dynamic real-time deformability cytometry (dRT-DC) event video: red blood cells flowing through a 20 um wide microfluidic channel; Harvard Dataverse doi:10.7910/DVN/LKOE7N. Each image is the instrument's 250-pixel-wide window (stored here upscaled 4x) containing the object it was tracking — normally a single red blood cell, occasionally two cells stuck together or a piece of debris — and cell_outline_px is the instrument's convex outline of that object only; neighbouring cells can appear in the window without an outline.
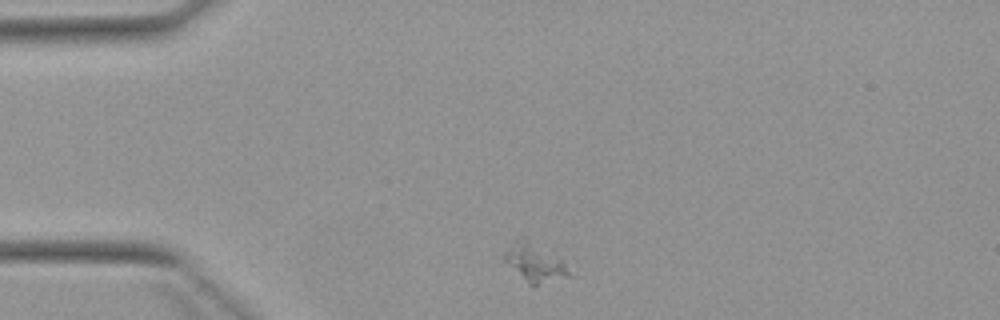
{"species": "Egyptian fruit bat (a non-hibernating species)", "species_latin": "Rousettus aegyptiacus", "temperature_condition": "warm", "stored_images_in_passage": 2, "camera_frame_rate_fps": 3000, "um_per_image_px": 0.085, "animal": {"sex": "female"}, "frame": {"image": 1, "passage_image": 1, "time_ms": 0.0, "image_size_px": [1000, 320], "cell_outline_px": [[568, 276], [532, 288], [504, 260], [504, 252], [512, 240], [516, 236], [524, 236], [556, 256], [564, 264], [568, 272]], "centroid_in_image_um": [45.37, 22.3], "position_along_channel_um": 39.6, "area_um2": 14.39}}